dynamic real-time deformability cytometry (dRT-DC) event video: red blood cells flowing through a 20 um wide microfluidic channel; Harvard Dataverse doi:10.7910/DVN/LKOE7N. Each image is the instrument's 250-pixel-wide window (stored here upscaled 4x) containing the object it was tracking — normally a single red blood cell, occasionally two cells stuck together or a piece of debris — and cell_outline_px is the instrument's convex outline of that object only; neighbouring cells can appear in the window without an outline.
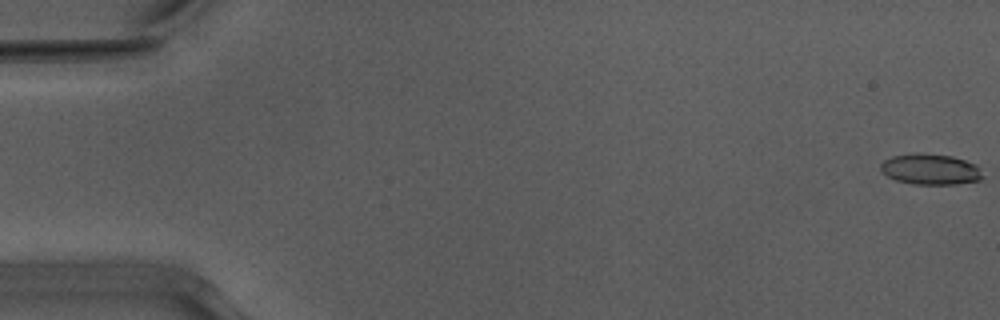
{"species": "Egyptian fruit bat (a non-hibernating species)", "species_latin": "Rousettus aegyptiacus", "temperature_condition": "warm", "stored_images_in_passage": 21, "camera_frame_rate_fps": 3000, "um_per_image_px": 0.085, "animal": {"sex": "male"}, "frame": {"image": 1, "passage_image": 1, "time_ms": 0.0, "image_size_px": [1000, 320], "cell_outline_px": [[984, 176], [980, 180], [956, 184], [916, 184], [896, 180], [888, 176], [880, 168], [880, 164], [884, 160], [892, 156], [916, 152], [920, 152], [952, 156], [976, 164]], "centroid_in_image_um": [79.09, 14.37], "position_along_channel_um": 5.9, "area_um2": 18.32}}
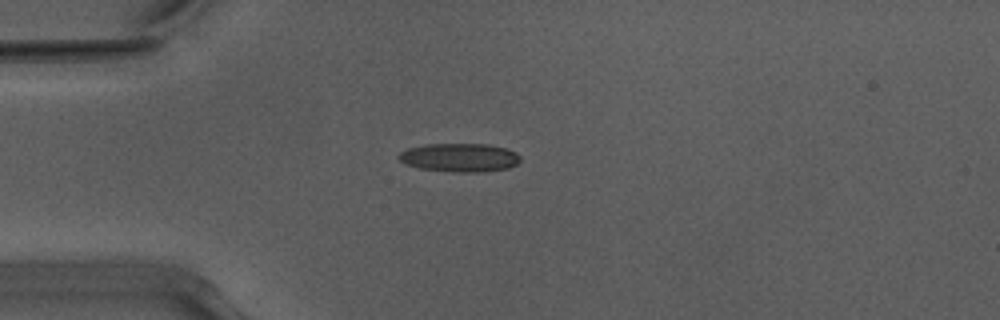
{"frame": {"image": 2, "passage_image": 15, "time_ms": 4.667, "image_size_px": [1000, 320], "cell_outline_px": [[520, 160], [516, 164], [508, 168], [480, 172], [456, 172], [420, 168], [408, 164], [400, 160], [396, 156], [400, 152], [408, 148], [428, 144], [488, 144], [508, 148], [516, 152], [520, 156]], "centroid_in_image_um": [39.1, 13.38], "position_along_channel_um": 45.9, "area_um2": 20.17}}
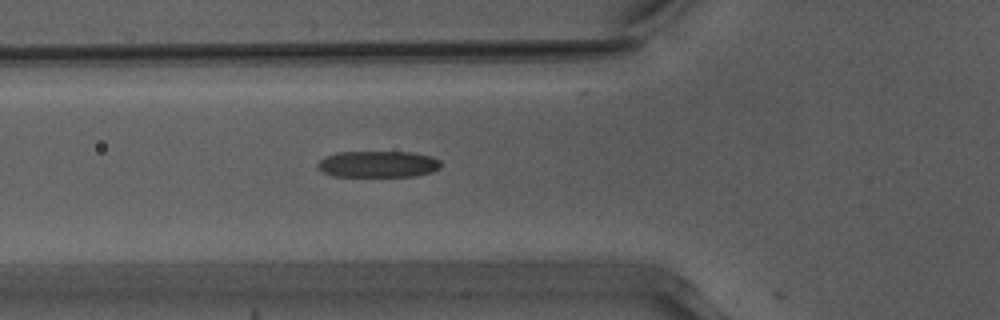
{"frame": {"image": 3, "passage_image": 20, "time_ms": 6.333, "image_size_px": [1000, 320], "cell_outline_px": [[444, 164], [440, 168], [432, 172], [416, 176], [332, 176], [320, 172], [316, 168], [316, 164], [324, 156], [336, 152], [412, 152], [432, 156], [440, 160]], "centroid_in_image_um": [32.12, 13.95], "position_along_channel_um": 93.7, "area_um2": 19.42}}